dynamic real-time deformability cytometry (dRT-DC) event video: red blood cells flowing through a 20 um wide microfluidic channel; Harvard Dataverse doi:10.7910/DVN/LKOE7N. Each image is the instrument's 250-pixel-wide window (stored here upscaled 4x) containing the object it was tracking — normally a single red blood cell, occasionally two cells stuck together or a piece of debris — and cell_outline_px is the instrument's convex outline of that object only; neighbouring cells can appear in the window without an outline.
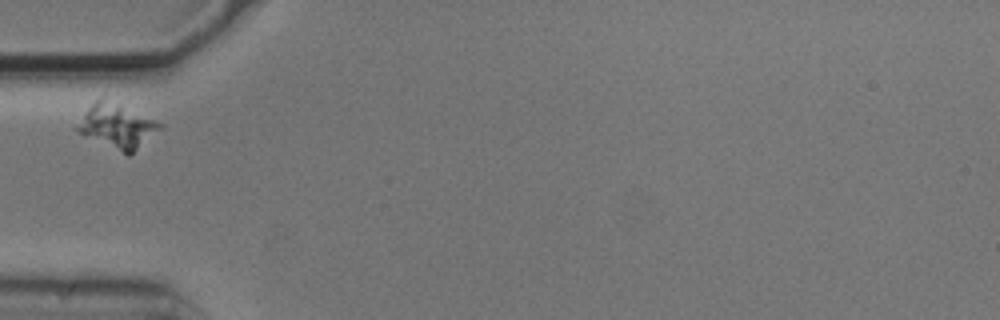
{"species": "common noctule bat (a hibernating species)", "species_latin": "Nyctalus noctula", "temperature_condition": "cold", "stored_images_in_passage": 1, "camera_frame_rate_fps": 3000, "um_per_image_px": 0.085, "animal": {"sex": "male", "body_mass_g": 20.5, "forearm_length_mm": 52.5}, "frame": {"image": 1, "passage_image": 1, "time_ms": 0.0, "image_size_px": [1000, 320], "cell_outline_px": [[164, 128], [128, 156], [72, 128], [88, 108], [96, 100], [104, 96], [156, 120], [164, 124]], "centroid_in_image_um": [9.99, 10.69], "position_along_channel_um": 75.0, "area_um2": 21.44}}